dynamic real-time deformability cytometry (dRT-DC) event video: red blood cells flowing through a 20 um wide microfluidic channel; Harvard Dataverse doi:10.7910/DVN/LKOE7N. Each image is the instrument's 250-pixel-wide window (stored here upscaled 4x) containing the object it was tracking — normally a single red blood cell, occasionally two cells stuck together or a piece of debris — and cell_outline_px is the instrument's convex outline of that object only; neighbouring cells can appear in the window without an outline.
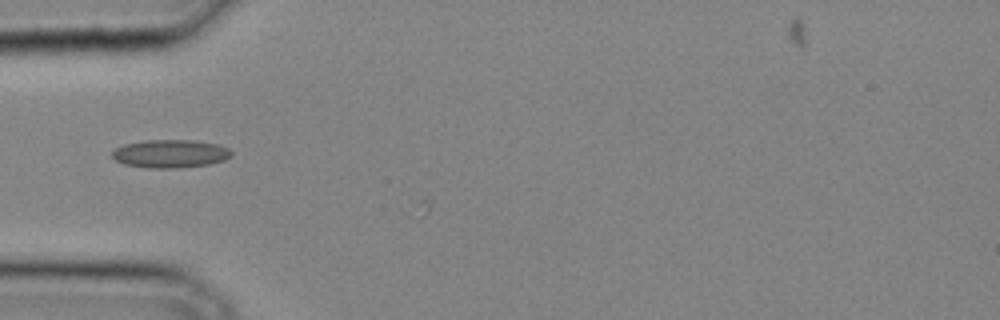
{"species": "common noctule bat (a hibernating species)", "species_latin": "Nyctalus noctula", "temperature_condition": "cold", "stored_images_in_passage": 10, "camera_frame_rate_fps": 3000, "um_per_image_px": 0.085, "animal": {"sex": "male", "body_mass_g": 20.4}, "frame": {"image": 1, "passage_image": 9, "time_ms": 2.667, "image_size_px": [1000, 320], "cell_outline_px": [[232, 156], [224, 160], [208, 164], [176, 168], [148, 168], [124, 164], [116, 160], [112, 156], [112, 152], [116, 148], [124, 144], [144, 140], [192, 140], [220, 144], [228, 148], [232, 152]], "centroid_in_image_um": [14.49, 13.06], "position_along_channel_um": 70.5, "area_um2": 19.59}}